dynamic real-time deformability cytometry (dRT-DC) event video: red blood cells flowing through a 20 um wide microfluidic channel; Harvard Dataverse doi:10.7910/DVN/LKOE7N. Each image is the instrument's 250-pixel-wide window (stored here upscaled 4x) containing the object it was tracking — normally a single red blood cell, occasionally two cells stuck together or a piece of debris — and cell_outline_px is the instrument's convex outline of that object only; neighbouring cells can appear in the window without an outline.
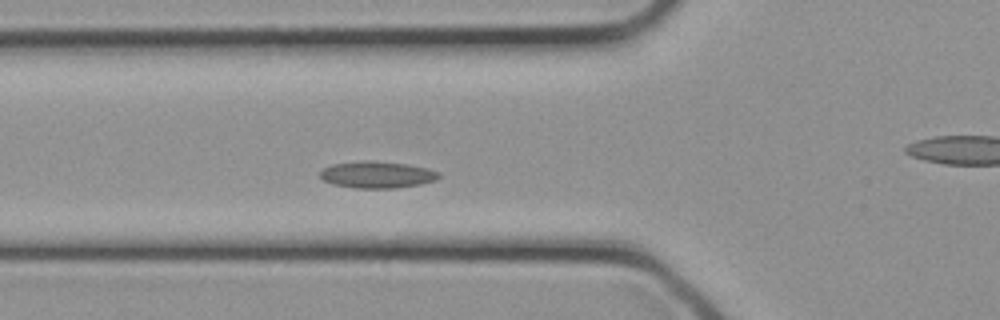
{"species": "common noctule bat (a hibernating species)", "species_latin": "Nyctalus noctula", "temperature_condition": "cold", "stored_images_in_passage": 11, "camera_frame_rate_fps": 3000, "um_per_image_px": 0.085, "animal": {"sex": "female", "body_mass_g": 21.9}, "frame": {"image": 1, "passage_image": 2, "time_ms": 0.333, "image_size_px": [1000, 320], "cell_outline_px": [[440, 176], [436, 180], [420, 184], [396, 188], [356, 188], [332, 184], [324, 180], [320, 176], [320, 172], [324, 168], [332, 164], [360, 160], [376, 160], [408, 164], [428, 168], [440, 172]], "centroid_in_image_um": [32.07, 14.83], "position_along_channel_um": 93.7, "area_um2": 18.73}}
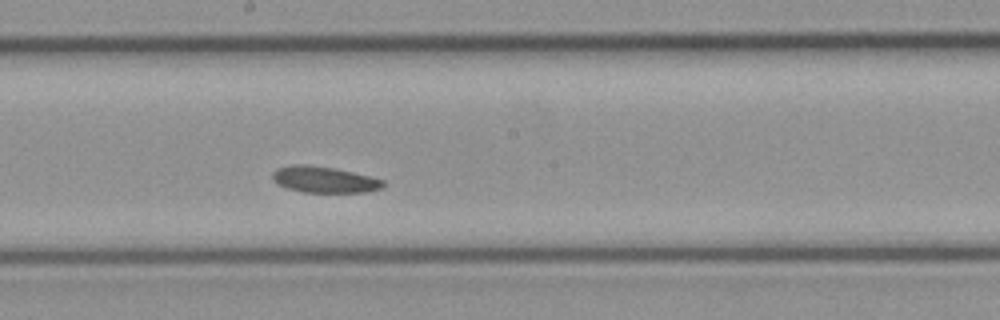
{"frame": {"image": 2, "passage_image": 8, "time_ms": 2.333, "image_size_px": [1000, 320], "cell_outline_px": [[384, 188], [368, 192], [304, 192], [288, 188], [276, 184], [272, 180], [272, 172], [276, 168], [292, 164], [308, 164], [332, 168], [372, 176], [384, 180]], "centroid_in_image_um": [27.55, 15.26], "position_along_channel_um": 220.7, "area_um2": 17.11}}
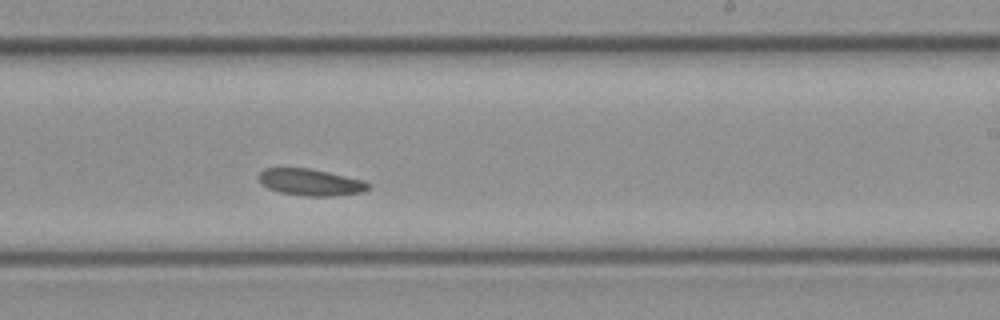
{"frame": {"image": 3, "passage_image": 10, "time_ms": 3.0, "image_size_px": [1000, 320], "cell_outline_px": [[372, 188], [364, 192], [332, 196], [304, 196], [280, 192], [268, 188], [256, 176], [264, 168], [308, 168], [328, 172], [364, 180], [372, 184]], "centroid_in_image_um": [26.45, 15.49], "position_along_channel_um": 262.6, "area_um2": 17.17}}